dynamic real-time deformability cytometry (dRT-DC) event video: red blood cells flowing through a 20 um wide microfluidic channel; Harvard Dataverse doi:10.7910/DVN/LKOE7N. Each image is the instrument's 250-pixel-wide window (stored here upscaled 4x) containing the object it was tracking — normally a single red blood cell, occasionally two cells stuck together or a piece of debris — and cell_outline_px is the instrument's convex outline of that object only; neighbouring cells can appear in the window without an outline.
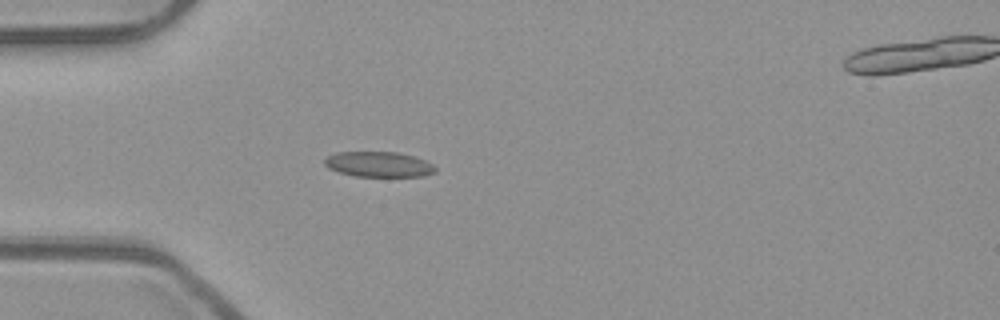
{"species": "common noctule bat (a hibernating species)", "species_latin": "Nyctalus noctula", "temperature_condition": "room temperature", "stored_images_in_passage": 53, "segment_of_instrument_passage": [1, 2], "camera_frame_rate_fps": 3000, "um_per_image_px": 0.085, "animal": {"sex": "male", "body_mass_g": 23.1, "forearm_length_mm": 52.7}, "frame": {"image": 1, "passage_image": 15, "time_ms": 4.667, "image_size_px": [1000, 320], "cell_outline_px": [[436, 172], [424, 176], [356, 176], [340, 172], [328, 168], [324, 164], [324, 160], [328, 156], [336, 152], [396, 152], [412, 156], [424, 160], [432, 164], [436, 168]], "centroid_in_image_um": [32.18, 13.97], "position_along_channel_um": 52.8, "area_um2": 16.18}}
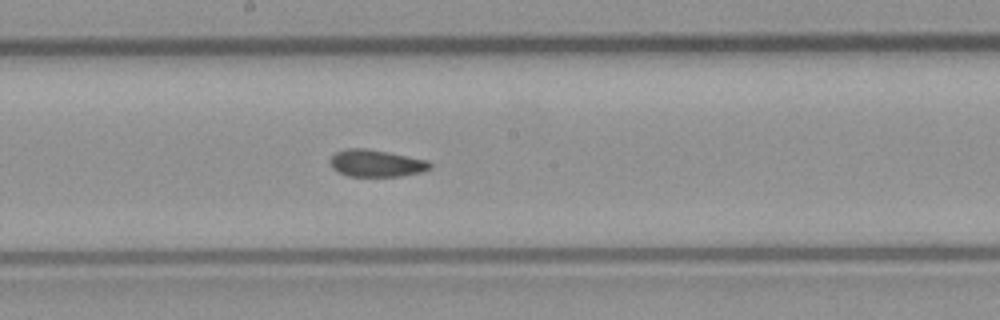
{"frame": {"image": 2, "passage_image": 28, "time_ms": 9.0, "image_size_px": [1000, 320], "cell_outline_px": [[432, 168], [424, 172], [400, 176], [348, 176], [332, 168], [332, 156], [336, 152], [344, 148], [364, 148], [388, 152], [428, 160], [432, 164]], "centroid_in_image_um": [32.03, 13.88], "position_along_channel_um": 216.2, "area_um2": 15.72}}
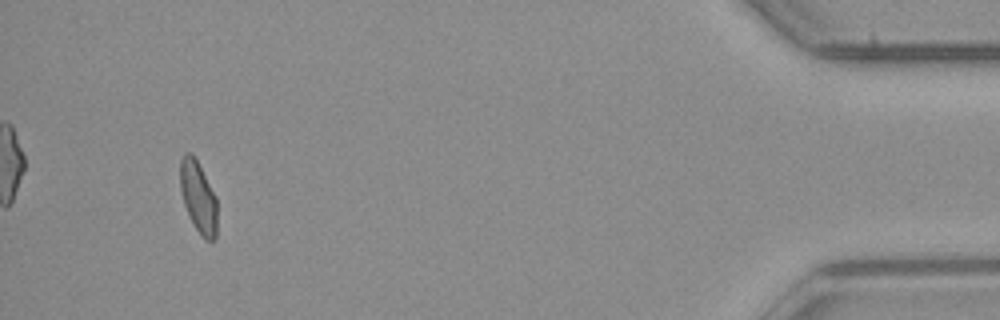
{"frame": {"image": 3, "passage_image": 49, "time_ms": 16.0, "image_size_px": [1000, 320], "cell_outline_px": [[216, 240], [204, 240], [196, 228], [184, 204], [180, 188], [180, 160], [184, 152], [192, 152], [216, 196]], "centroid_in_image_um": [16.85, 16.72], "position_along_channel_um": 418.4, "area_um2": 15.26}}